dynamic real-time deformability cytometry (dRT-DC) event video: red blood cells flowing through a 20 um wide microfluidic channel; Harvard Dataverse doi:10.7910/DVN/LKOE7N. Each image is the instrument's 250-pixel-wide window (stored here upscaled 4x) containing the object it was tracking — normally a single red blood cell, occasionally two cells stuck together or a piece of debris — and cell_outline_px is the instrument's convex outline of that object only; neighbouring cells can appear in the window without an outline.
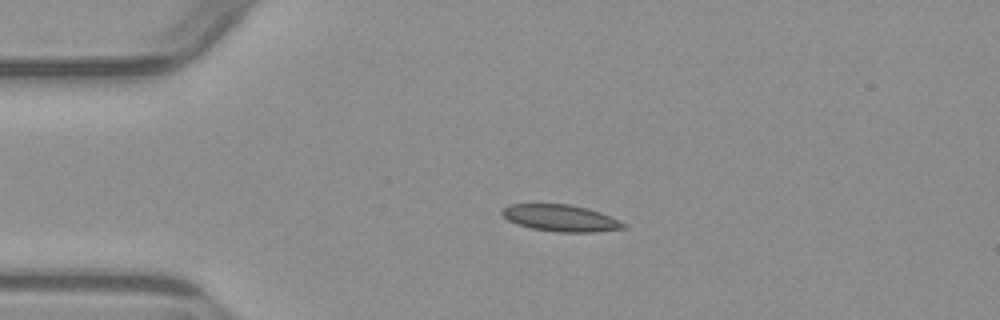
{"species": "common noctule bat (a hibernating species)", "species_latin": "Nyctalus noctula", "temperature_condition": "warm", "stored_images_in_passage": 3, "camera_frame_rate_fps": 3000, "um_per_image_px": 0.085, "animal": {"sex": "male", "body_mass_g": 23.1, "forearm_length_mm": 52.7}, "frame": {"image": 1, "passage_image": 2, "time_ms": 2.0, "image_size_px": [1000, 320], "cell_outline_px": [[628, 228], [596, 232], [560, 232], [532, 228], [516, 224], [508, 220], [500, 212], [500, 208], [508, 204], [568, 204], [588, 208], [600, 212], [628, 224]], "centroid_in_image_um": [47.66, 18.53], "position_along_channel_um": 37.3, "area_um2": 19.07}}